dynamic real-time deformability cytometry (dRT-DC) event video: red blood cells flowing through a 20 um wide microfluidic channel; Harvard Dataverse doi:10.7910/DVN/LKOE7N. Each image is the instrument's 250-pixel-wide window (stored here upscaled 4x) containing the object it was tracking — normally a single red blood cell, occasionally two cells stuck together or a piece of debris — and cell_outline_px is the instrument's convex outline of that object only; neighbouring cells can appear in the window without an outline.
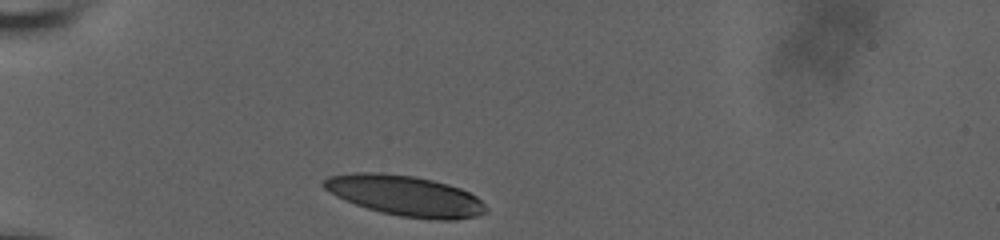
{"species": "human", "species_latin": "Homo sapiens", "temperature_condition": "room temperature", "stored_images_in_passage": 32, "camera_frame_rate_fps": 3000, "um_per_image_px": 0.085, "donor": {"sex": "male"}, "frame": {"image": 1, "passage_image": 1, "time_ms": 0.0, "image_size_px": [1000, 240], "cell_outline_px": [[488, 212], [476, 216], [456, 220], [436, 220], [400, 216], [380, 212], [344, 200], [336, 196], [324, 188], [320, 184], [328, 176], [352, 172], [380, 172], [412, 176], [432, 180], [448, 184], [460, 188], [476, 196], [488, 208]], "centroid_in_image_um": [34.44, 16.63], "position_along_channel_um": 50.6, "area_um2": 38.32}}
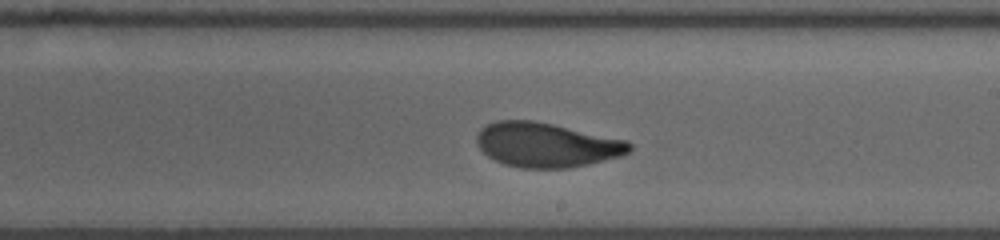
{"frame": {"image": 2, "passage_image": 19, "time_ms": 6.0, "image_size_px": [1000, 240], "cell_outline_px": [[632, 148], [628, 152], [620, 156], [588, 164], [568, 168], [520, 168], [504, 164], [488, 156], [476, 144], [476, 136], [480, 128], [496, 120], [532, 120], [552, 124], [628, 140], [632, 144]], "centroid_in_image_um": [46.44, 12.31], "position_along_channel_um": 242.6, "area_um2": 39.59}}
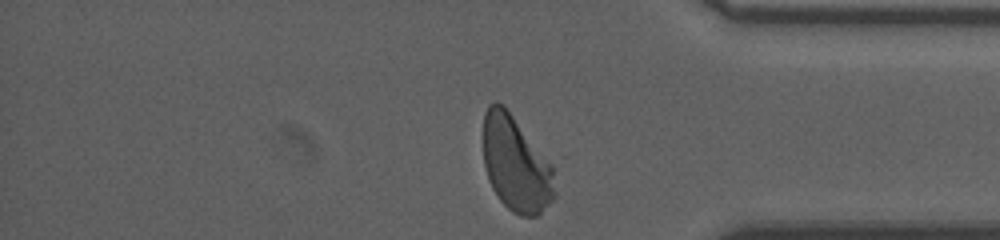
{"frame": {"image": 3, "passage_image": 32, "time_ms": 10.333, "image_size_px": [1000, 240], "cell_outline_px": [[568, 156], [556, 196], [536, 216], [520, 216], [512, 212], [500, 200], [492, 188], [488, 180], [484, 164], [484, 112], [488, 104], [496, 100], [504, 104]], "centroid_in_image_um": [44.22, 13.75], "position_along_channel_um": 391.0, "area_um2": 46.7}, "authors_computed_cell_mechanics": {"area_um2": 39.9687, "velocity_mm_per_s": 3.6922, "shape_relaxation_time_tau1_ms": 4.4681, "shape_relaxation_time_tau2_ms": 1.296, "deformation_change_tau1": 0.1759, "deformation_change_tau2": 0.0678}}